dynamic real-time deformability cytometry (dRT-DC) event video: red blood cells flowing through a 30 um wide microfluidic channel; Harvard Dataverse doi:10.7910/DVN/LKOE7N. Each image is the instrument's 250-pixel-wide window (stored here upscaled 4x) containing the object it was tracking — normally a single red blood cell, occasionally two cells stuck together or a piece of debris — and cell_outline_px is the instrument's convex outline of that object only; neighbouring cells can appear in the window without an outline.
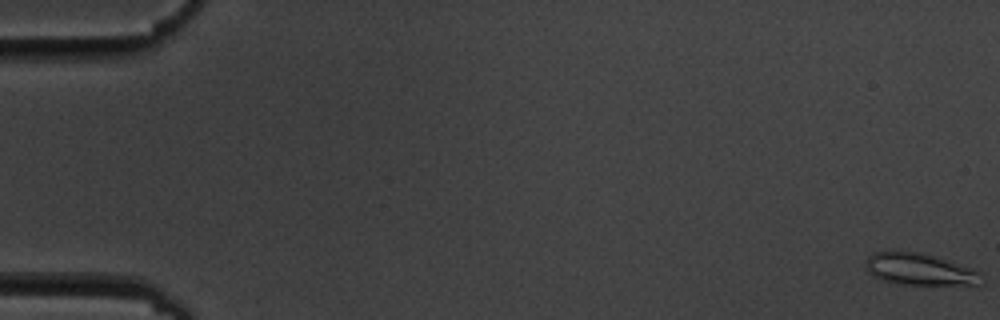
{"species": "common noctule bat (a hibernating species)", "species_latin": "Nyctalus noctula", "temperature_condition": "cold", "stored_images_in_passage": 5, "camera_frame_rate_fps": 3000, "um_per_image_px": 0.085, "animal": {"sex": "male", "body_mass_g": 19.5, "forearm_length_mm": 54.6}, "frame": {"image": 1, "passage_image": 1, "time_ms": 0.0, "image_size_px": [1000, 320], "cell_outline_px": [[984, 284], [900, 284], [884, 280], [872, 276], [864, 268], [864, 260], [872, 252], [924, 252], [972, 268], [980, 272]], "centroid_in_image_um": [78.14, 22.88], "position_along_channel_um": 6.9, "area_um2": 21.5}}
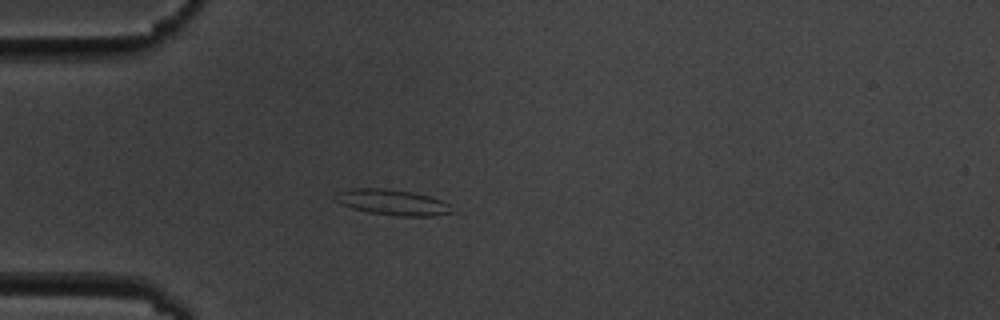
{"frame": {"image": 2, "passage_image": 5, "time_ms": 5.333, "image_size_px": [1000, 320], "cell_outline_px": [[456, 212], [432, 216], [396, 216], [368, 212], [352, 208], [332, 200], [332, 196], [336, 192], [348, 188], [384, 188], [412, 192], [428, 196], [440, 200], [448, 204]], "centroid_in_image_um": [33.29, 17.19], "position_along_channel_um": 51.7, "area_um2": 17.63}}